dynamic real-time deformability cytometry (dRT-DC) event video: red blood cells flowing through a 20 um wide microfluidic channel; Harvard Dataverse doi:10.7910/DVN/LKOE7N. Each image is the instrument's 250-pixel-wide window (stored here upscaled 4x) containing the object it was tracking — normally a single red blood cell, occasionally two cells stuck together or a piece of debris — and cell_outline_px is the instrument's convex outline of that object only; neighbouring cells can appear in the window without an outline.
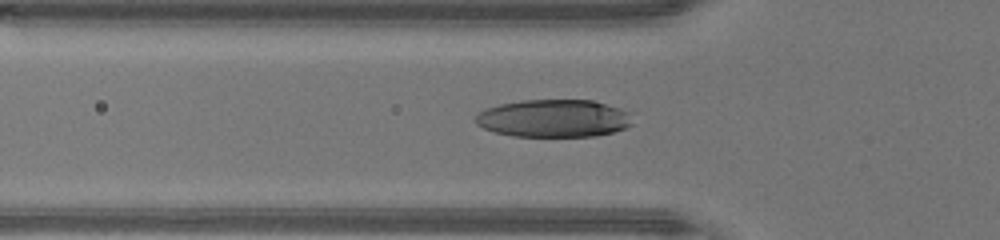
{"species": "human", "species_latin": "Homo sapiens", "temperature_condition": "warm", "stored_images_in_passage": 33, "camera_frame_rate_fps": 3000, "um_per_image_px": 0.085, "donor": {"sex": "male"}, "frame": {"image": 1, "passage_image": 5, "time_ms": 1.333, "image_size_px": [1000, 240], "cell_outline_px": [[632, 124], [624, 128], [612, 132], [596, 136], [512, 136], [496, 132], [484, 128], [476, 124], [476, 116], [480, 112], [488, 108], [500, 104], [520, 100], [592, 100], [620, 108], [632, 112]], "centroid_in_image_um": [47.11, 10.05], "position_along_channel_um": 78.7, "area_um2": 34.45}}
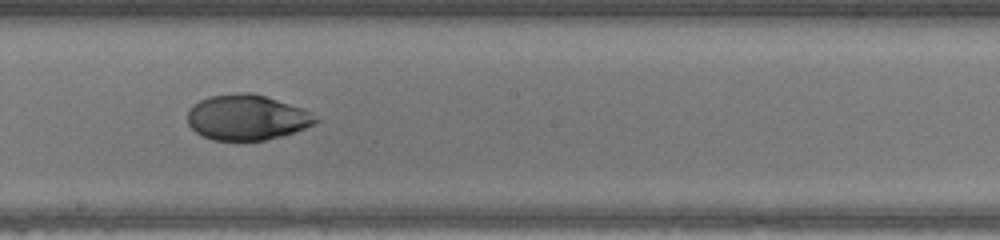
{"frame": {"image": 2, "passage_image": 15, "time_ms": 4.667, "image_size_px": [1000, 240], "cell_outline_px": [[320, 120], [304, 128], [280, 136], [264, 140], [212, 140], [196, 132], [188, 124], [188, 108], [192, 104], [200, 100], [212, 96], [236, 92], [252, 92], [304, 108], [312, 112]], "centroid_in_image_um": [20.97, 9.96], "position_along_channel_um": 227.2, "area_um2": 33.87}}
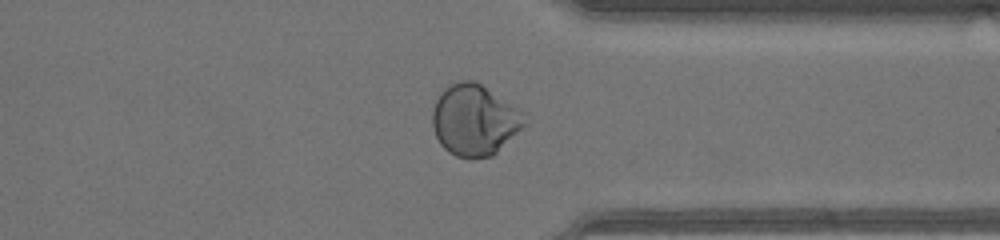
{"frame": {"image": 3, "passage_image": 25, "time_ms": 8.0, "image_size_px": [1000, 240], "cell_outline_px": [[528, 124], [492, 156], [472, 160], [468, 160], [456, 156], [448, 152], [440, 144], [436, 136], [432, 124], [432, 112], [436, 100], [440, 92], [448, 84], [460, 80], [472, 80], [480, 84], [528, 112]], "centroid_in_image_um": [40.38, 10.21], "position_along_channel_um": 371.0, "area_um2": 39.13}, "authors_computed_cell_mechanics": {"area_um2": 34.9112, "velocity_mm_per_s": 4.4102, "shape_relaxation_time_tau1_ms": 6.5209, "shape_relaxation_time_tau2_ms": 1.4999, "deformation_change_tau1": 0.2596, "deformation_change_tau2": 0.0333}}